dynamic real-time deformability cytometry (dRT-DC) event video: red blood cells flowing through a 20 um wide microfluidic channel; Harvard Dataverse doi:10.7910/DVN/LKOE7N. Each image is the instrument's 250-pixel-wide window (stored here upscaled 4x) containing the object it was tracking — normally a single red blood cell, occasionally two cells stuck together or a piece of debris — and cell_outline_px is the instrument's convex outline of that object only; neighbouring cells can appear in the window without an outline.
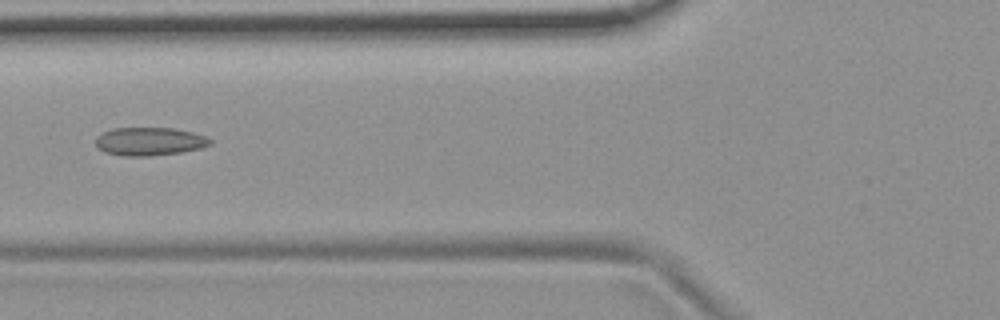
{"species": "common noctule bat (a hibernating species)", "species_latin": "Nyctalus noctula", "temperature_condition": "room temperature", "stored_images_in_passage": 6, "camera_frame_rate_fps": 3000, "um_per_image_px": 0.085, "animal": {"sex": "female", "body_mass_g": 19.9}, "frame": {"image": 1, "passage_image": 6, "time_ms": 5.667, "image_size_px": [1000, 320], "cell_outline_px": [[212, 144], [200, 148], [180, 152], [148, 156], [124, 156], [104, 152], [96, 148], [96, 136], [112, 128], [172, 128], [192, 132], [204, 136], [212, 140]], "centroid_in_image_um": [12.67, 12.02], "position_along_channel_um": 113.1, "area_um2": 18.79}}